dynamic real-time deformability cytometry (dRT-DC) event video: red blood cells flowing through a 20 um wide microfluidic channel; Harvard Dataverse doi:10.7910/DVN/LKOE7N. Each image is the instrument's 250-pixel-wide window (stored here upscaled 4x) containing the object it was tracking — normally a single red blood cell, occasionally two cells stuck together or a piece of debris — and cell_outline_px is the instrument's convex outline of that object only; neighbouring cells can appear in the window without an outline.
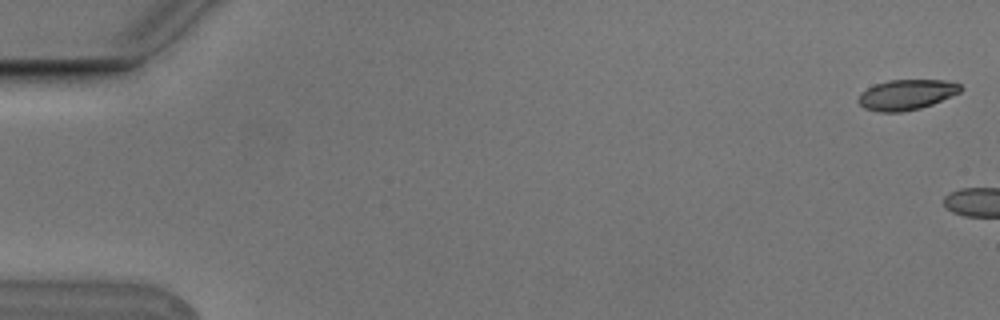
{"species": "Egyptian fruit bat (a non-hibernating species)", "species_latin": "Rousettus aegyptiacus", "temperature_condition": "cold", "stored_images_in_passage": 2, "camera_frame_rate_fps": 3000, "um_per_image_px": 0.085, "animal": {"sex": "male"}, "frame": {"image": 1, "passage_image": 1, "time_ms": 0.0, "image_size_px": [1000, 320], "cell_outline_px": [[964, 88], [960, 92], [932, 104], [920, 108], [900, 112], [880, 112], [864, 108], [856, 100], [860, 92], [876, 84], [888, 80], [944, 80], [960, 84]], "centroid_in_image_um": [77.03, 8.04], "position_along_channel_um": 8.0, "area_um2": 18.03}}